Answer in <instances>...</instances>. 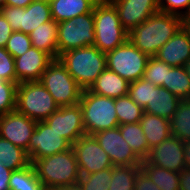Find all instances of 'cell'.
Instances as JSON below:
<instances>
[{"label": "cell", "instance_id": "6da1fadb", "mask_svg": "<svg viewBox=\"0 0 190 190\" xmlns=\"http://www.w3.org/2000/svg\"><path fill=\"white\" fill-rule=\"evenodd\" d=\"M182 27V18L158 11L128 32V40L141 52L154 57Z\"/></svg>", "mask_w": 190, "mask_h": 190}, {"label": "cell", "instance_id": "7a4b0ae2", "mask_svg": "<svg viewBox=\"0 0 190 190\" xmlns=\"http://www.w3.org/2000/svg\"><path fill=\"white\" fill-rule=\"evenodd\" d=\"M32 165L47 190H60L76 184L81 177L72 147L67 151L37 159Z\"/></svg>", "mask_w": 190, "mask_h": 190}, {"label": "cell", "instance_id": "3957f363", "mask_svg": "<svg viewBox=\"0 0 190 190\" xmlns=\"http://www.w3.org/2000/svg\"><path fill=\"white\" fill-rule=\"evenodd\" d=\"M58 59L83 90L89 89L107 68L106 54L94 45L69 50Z\"/></svg>", "mask_w": 190, "mask_h": 190}, {"label": "cell", "instance_id": "277c9868", "mask_svg": "<svg viewBox=\"0 0 190 190\" xmlns=\"http://www.w3.org/2000/svg\"><path fill=\"white\" fill-rule=\"evenodd\" d=\"M79 105L86 135H93L99 131L119 126L114 98L97 95L89 89H84Z\"/></svg>", "mask_w": 190, "mask_h": 190}, {"label": "cell", "instance_id": "5b68a950", "mask_svg": "<svg viewBox=\"0 0 190 190\" xmlns=\"http://www.w3.org/2000/svg\"><path fill=\"white\" fill-rule=\"evenodd\" d=\"M59 106L40 81L19 83L16 110L35 121L46 120Z\"/></svg>", "mask_w": 190, "mask_h": 190}, {"label": "cell", "instance_id": "8992f818", "mask_svg": "<svg viewBox=\"0 0 190 190\" xmlns=\"http://www.w3.org/2000/svg\"><path fill=\"white\" fill-rule=\"evenodd\" d=\"M41 84L59 107L78 104L83 89L77 84L65 66L54 59L43 72Z\"/></svg>", "mask_w": 190, "mask_h": 190}, {"label": "cell", "instance_id": "52a82bcc", "mask_svg": "<svg viewBox=\"0 0 190 190\" xmlns=\"http://www.w3.org/2000/svg\"><path fill=\"white\" fill-rule=\"evenodd\" d=\"M95 42L94 46L107 53L128 40V31L121 25L115 6L93 9Z\"/></svg>", "mask_w": 190, "mask_h": 190}, {"label": "cell", "instance_id": "ba28073f", "mask_svg": "<svg viewBox=\"0 0 190 190\" xmlns=\"http://www.w3.org/2000/svg\"><path fill=\"white\" fill-rule=\"evenodd\" d=\"M148 59L149 56L137 49L129 40L106 53L107 69L129 83L143 77Z\"/></svg>", "mask_w": 190, "mask_h": 190}, {"label": "cell", "instance_id": "9c48e42d", "mask_svg": "<svg viewBox=\"0 0 190 190\" xmlns=\"http://www.w3.org/2000/svg\"><path fill=\"white\" fill-rule=\"evenodd\" d=\"M95 42L93 11L58 23V57L69 50Z\"/></svg>", "mask_w": 190, "mask_h": 190}, {"label": "cell", "instance_id": "30bf717a", "mask_svg": "<svg viewBox=\"0 0 190 190\" xmlns=\"http://www.w3.org/2000/svg\"><path fill=\"white\" fill-rule=\"evenodd\" d=\"M0 12L12 30L30 34L40 24L52 20L49 1L34 0L26 8L4 5Z\"/></svg>", "mask_w": 190, "mask_h": 190}, {"label": "cell", "instance_id": "8fae6325", "mask_svg": "<svg viewBox=\"0 0 190 190\" xmlns=\"http://www.w3.org/2000/svg\"><path fill=\"white\" fill-rule=\"evenodd\" d=\"M72 145L50 128L44 121H37L28 145L30 163L37 159L61 153L70 149Z\"/></svg>", "mask_w": 190, "mask_h": 190}, {"label": "cell", "instance_id": "7c38bea8", "mask_svg": "<svg viewBox=\"0 0 190 190\" xmlns=\"http://www.w3.org/2000/svg\"><path fill=\"white\" fill-rule=\"evenodd\" d=\"M72 148L76 155L80 175L92 174L113 167L108 154L93 135L81 136L72 144Z\"/></svg>", "mask_w": 190, "mask_h": 190}, {"label": "cell", "instance_id": "4fadbf2b", "mask_svg": "<svg viewBox=\"0 0 190 190\" xmlns=\"http://www.w3.org/2000/svg\"><path fill=\"white\" fill-rule=\"evenodd\" d=\"M44 122L61 134L71 145L86 135L81 107L78 104L59 107Z\"/></svg>", "mask_w": 190, "mask_h": 190}, {"label": "cell", "instance_id": "5bb4252c", "mask_svg": "<svg viewBox=\"0 0 190 190\" xmlns=\"http://www.w3.org/2000/svg\"><path fill=\"white\" fill-rule=\"evenodd\" d=\"M101 148L108 154L113 166L141 165L142 160L121 136L119 127L93 134Z\"/></svg>", "mask_w": 190, "mask_h": 190}, {"label": "cell", "instance_id": "9a60e30c", "mask_svg": "<svg viewBox=\"0 0 190 190\" xmlns=\"http://www.w3.org/2000/svg\"><path fill=\"white\" fill-rule=\"evenodd\" d=\"M36 124L37 121L14 110L1 115L0 137L25 150L28 156V145Z\"/></svg>", "mask_w": 190, "mask_h": 190}, {"label": "cell", "instance_id": "2e32d148", "mask_svg": "<svg viewBox=\"0 0 190 190\" xmlns=\"http://www.w3.org/2000/svg\"><path fill=\"white\" fill-rule=\"evenodd\" d=\"M142 163H151L167 170L180 172L185 168L184 142L171 135L151 148L148 157Z\"/></svg>", "mask_w": 190, "mask_h": 190}, {"label": "cell", "instance_id": "e0dca14e", "mask_svg": "<svg viewBox=\"0 0 190 190\" xmlns=\"http://www.w3.org/2000/svg\"><path fill=\"white\" fill-rule=\"evenodd\" d=\"M53 60L48 53L31 46L22 56L14 58L16 84L39 81Z\"/></svg>", "mask_w": 190, "mask_h": 190}, {"label": "cell", "instance_id": "ac0fdd59", "mask_svg": "<svg viewBox=\"0 0 190 190\" xmlns=\"http://www.w3.org/2000/svg\"><path fill=\"white\" fill-rule=\"evenodd\" d=\"M121 25L129 32L159 10L158 0H116Z\"/></svg>", "mask_w": 190, "mask_h": 190}, {"label": "cell", "instance_id": "d6986e66", "mask_svg": "<svg viewBox=\"0 0 190 190\" xmlns=\"http://www.w3.org/2000/svg\"><path fill=\"white\" fill-rule=\"evenodd\" d=\"M171 67L184 66L190 59V38L181 27L154 56Z\"/></svg>", "mask_w": 190, "mask_h": 190}, {"label": "cell", "instance_id": "ffe728a7", "mask_svg": "<svg viewBox=\"0 0 190 190\" xmlns=\"http://www.w3.org/2000/svg\"><path fill=\"white\" fill-rule=\"evenodd\" d=\"M129 85L130 83L124 78L106 68L89 90L97 95L115 99L128 95Z\"/></svg>", "mask_w": 190, "mask_h": 190}, {"label": "cell", "instance_id": "44dd1931", "mask_svg": "<svg viewBox=\"0 0 190 190\" xmlns=\"http://www.w3.org/2000/svg\"><path fill=\"white\" fill-rule=\"evenodd\" d=\"M32 46L58 59V23L53 19L40 24L29 34Z\"/></svg>", "mask_w": 190, "mask_h": 190}, {"label": "cell", "instance_id": "7402d4cb", "mask_svg": "<svg viewBox=\"0 0 190 190\" xmlns=\"http://www.w3.org/2000/svg\"><path fill=\"white\" fill-rule=\"evenodd\" d=\"M181 100L164 87L152 89L151 102L144 108V112L171 120Z\"/></svg>", "mask_w": 190, "mask_h": 190}, {"label": "cell", "instance_id": "603a6c76", "mask_svg": "<svg viewBox=\"0 0 190 190\" xmlns=\"http://www.w3.org/2000/svg\"><path fill=\"white\" fill-rule=\"evenodd\" d=\"M139 123L150 149L172 135L170 121L160 116L144 112Z\"/></svg>", "mask_w": 190, "mask_h": 190}, {"label": "cell", "instance_id": "cb8c5ba5", "mask_svg": "<svg viewBox=\"0 0 190 190\" xmlns=\"http://www.w3.org/2000/svg\"><path fill=\"white\" fill-rule=\"evenodd\" d=\"M52 19L59 23L91 13L94 7L89 0H49Z\"/></svg>", "mask_w": 190, "mask_h": 190}, {"label": "cell", "instance_id": "d4e9b609", "mask_svg": "<svg viewBox=\"0 0 190 190\" xmlns=\"http://www.w3.org/2000/svg\"><path fill=\"white\" fill-rule=\"evenodd\" d=\"M118 127L121 136L123 137V139H125L133 152L142 161L145 160L148 157L151 149L149 148L140 123H128L119 125Z\"/></svg>", "mask_w": 190, "mask_h": 190}, {"label": "cell", "instance_id": "484cf974", "mask_svg": "<svg viewBox=\"0 0 190 190\" xmlns=\"http://www.w3.org/2000/svg\"><path fill=\"white\" fill-rule=\"evenodd\" d=\"M163 87L180 100H190V78L184 66H174L167 70Z\"/></svg>", "mask_w": 190, "mask_h": 190}, {"label": "cell", "instance_id": "4316f807", "mask_svg": "<svg viewBox=\"0 0 190 190\" xmlns=\"http://www.w3.org/2000/svg\"><path fill=\"white\" fill-rule=\"evenodd\" d=\"M9 188L10 190H47L37 177L32 163L22 169L11 172Z\"/></svg>", "mask_w": 190, "mask_h": 190}, {"label": "cell", "instance_id": "83f0119b", "mask_svg": "<svg viewBox=\"0 0 190 190\" xmlns=\"http://www.w3.org/2000/svg\"><path fill=\"white\" fill-rule=\"evenodd\" d=\"M141 170L161 190H179V172L167 170L151 163H141Z\"/></svg>", "mask_w": 190, "mask_h": 190}, {"label": "cell", "instance_id": "f1b7e54d", "mask_svg": "<svg viewBox=\"0 0 190 190\" xmlns=\"http://www.w3.org/2000/svg\"><path fill=\"white\" fill-rule=\"evenodd\" d=\"M0 163L13 171L28 166L30 161L25 150L0 137Z\"/></svg>", "mask_w": 190, "mask_h": 190}, {"label": "cell", "instance_id": "f546056e", "mask_svg": "<svg viewBox=\"0 0 190 190\" xmlns=\"http://www.w3.org/2000/svg\"><path fill=\"white\" fill-rule=\"evenodd\" d=\"M171 133L182 142L190 140V100H181L170 120Z\"/></svg>", "mask_w": 190, "mask_h": 190}, {"label": "cell", "instance_id": "4dcf8cb0", "mask_svg": "<svg viewBox=\"0 0 190 190\" xmlns=\"http://www.w3.org/2000/svg\"><path fill=\"white\" fill-rule=\"evenodd\" d=\"M141 165H122L111 168L109 190H134V183Z\"/></svg>", "mask_w": 190, "mask_h": 190}, {"label": "cell", "instance_id": "1f68e13d", "mask_svg": "<svg viewBox=\"0 0 190 190\" xmlns=\"http://www.w3.org/2000/svg\"><path fill=\"white\" fill-rule=\"evenodd\" d=\"M115 110L119 125L138 123L144 113V109L128 95L115 98Z\"/></svg>", "mask_w": 190, "mask_h": 190}, {"label": "cell", "instance_id": "d6a6232c", "mask_svg": "<svg viewBox=\"0 0 190 190\" xmlns=\"http://www.w3.org/2000/svg\"><path fill=\"white\" fill-rule=\"evenodd\" d=\"M170 68V65L158 60L156 57H149L142 78L150 81L156 87H163L164 82H166L167 70Z\"/></svg>", "mask_w": 190, "mask_h": 190}, {"label": "cell", "instance_id": "836d02e7", "mask_svg": "<svg viewBox=\"0 0 190 190\" xmlns=\"http://www.w3.org/2000/svg\"><path fill=\"white\" fill-rule=\"evenodd\" d=\"M156 86L150 81L140 78L129 85L128 96L143 109L151 102L152 89Z\"/></svg>", "mask_w": 190, "mask_h": 190}, {"label": "cell", "instance_id": "e575fe53", "mask_svg": "<svg viewBox=\"0 0 190 190\" xmlns=\"http://www.w3.org/2000/svg\"><path fill=\"white\" fill-rule=\"evenodd\" d=\"M83 190H109L111 183V168L96 173L81 175L78 182Z\"/></svg>", "mask_w": 190, "mask_h": 190}, {"label": "cell", "instance_id": "d590c367", "mask_svg": "<svg viewBox=\"0 0 190 190\" xmlns=\"http://www.w3.org/2000/svg\"><path fill=\"white\" fill-rule=\"evenodd\" d=\"M17 86L15 82H0V113L7 114L16 110Z\"/></svg>", "mask_w": 190, "mask_h": 190}, {"label": "cell", "instance_id": "8d00e7d4", "mask_svg": "<svg viewBox=\"0 0 190 190\" xmlns=\"http://www.w3.org/2000/svg\"><path fill=\"white\" fill-rule=\"evenodd\" d=\"M32 46L29 34H25L19 31L12 33L8 39L5 49L14 58L22 56Z\"/></svg>", "mask_w": 190, "mask_h": 190}, {"label": "cell", "instance_id": "74e56055", "mask_svg": "<svg viewBox=\"0 0 190 190\" xmlns=\"http://www.w3.org/2000/svg\"><path fill=\"white\" fill-rule=\"evenodd\" d=\"M161 12L183 18L190 14V0H158Z\"/></svg>", "mask_w": 190, "mask_h": 190}, {"label": "cell", "instance_id": "f35d334b", "mask_svg": "<svg viewBox=\"0 0 190 190\" xmlns=\"http://www.w3.org/2000/svg\"><path fill=\"white\" fill-rule=\"evenodd\" d=\"M0 78L16 83L15 61L5 48L0 47Z\"/></svg>", "mask_w": 190, "mask_h": 190}, {"label": "cell", "instance_id": "ab89813d", "mask_svg": "<svg viewBox=\"0 0 190 190\" xmlns=\"http://www.w3.org/2000/svg\"><path fill=\"white\" fill-rule=\"evenodd\" d=\"M134 190H161L152 180L140 170L135 179Z\"/></svg>", "mask_w": 190, "mask_h": 190}, {"label": "cell", "instance_id": "60d3db41", "mask_svg": "<svg viewBox=\"0 0 190 190\" xmlns=\"http://www.w3.org/2000/svg\"><path fill=\"white\" fill-rule=\"evenodd\" d=\"M14 31L12 30L9 22L0 12V47L5 48L6 43Z\"/></svg>", "mask_w": 190, "mask_h": 190}, {"label": "cell", "instance_id": "b9f144b4", "mask_svg": "<svg viewBox=\"0 0 190 190\" xmlns=\"http://www.w3.org/2000/svg\"><path fill=\"white\" fill-rule=\"evenodd\" d=\"M12 170L0 163V190H10L9 178Z\"/></svg>", "mask_w": 190, "mask_h": 190}, {"label": "cell", "instance_id": "7bdbcfd3", "mask_svg": "<svg viewBox=\"0 0 190 190\" xmlns=\"http://www.w3.org/2000/svg\"><path fill=\"white\" fill-rule=\"evenodd\" d=\"M179 190H190V169L184 168L179 172Z\"/></svg>", "mask_w": 190, "mask_h": 190}, {"label": "cell", "instance_id": "ee69618b", "mask_svg": "<svg viewBox=\"0 0 190 190\" xmlns=\"http://www.w3.org/2000/svg\"><path fill=\"white\" fill-rule=\"evenodd\" d=\"M34 0H5V5L26 8Z\"/></svg>", "mask_w": 190, "mask_h": 190}, {"label": "cell", "instance_id": "f6af8a7d", "mask_svg": "<svg viewBox=\"0 0 190 190\" xmlns=\"http://www.w3.org/2000/svg\"><path fill=\"white\" fill-rule=\"evenodd\" d=\"M90 4L95 7L113 6L116 0H89Z\"/></svg>", "mask_w": 190, "mask_h": 190}, {"label": "cell", "instance_id": "bcb514c9", "mask_svg": "<svg viewBox=\"0 0 190 190\" xmlns=\"http://www.w3.org/2000/svg\"><path fill=\"white\" fill-rule=\"evenodd\" d=\"M185 167L190 169V140L184 143Z\"/></svg>", "mask_w": 190, "mask_h": 190}, {"label": "cell", "instance_id": "7dc6e473", "mask_svg": "<svg viewBox=\"0 0 190 190\" xmlns=\"http://www.w3.org/2000/svg\"><path fill=\"white\" fill-rule=\"evenodd\" d=\"M182 27L188 33L190 38V14L182 18Z\"/></svg>", "mask_w": 190, "mask_h": 190}, {"label": "cell", "instance_id": "c3c4849f", "mask_svg": "<svg viewBox=\"0 0 190 190\" xmlns=\"http://www.w3.org/2000/svg\"><path fill=\"white\" fill-rule=\"evenodd\" d=\"M60 190H83L82 186L79 183L68 185L66 187L61 188Z\"/></svg>", "mask_w": 190, "mask_h": 190}, {"label": "cell", "instance_id": "681fc988", "mask_svg": "<svg viewBox=\"0 0 190 190\" xmlns=\"http://www.w3.org/2000/svg\"><path fill=\"white\" fill-rule=\"evenodd\" d=\"M184 68L186 69V72L188 73V76L190 78V59L188 62L184 65Z\"/></svg>", "mask_w": 190, "mask_h": 190}, {"label": "cell", "instance_id": "f907efd6", "mask_svg": "<svg viewBox=\"0 0 190 190\" xmlns=\"http://www.w3.org/2000/svg\"><path fill=\"white\" fill-rule=\"evenodd\" d=\"M5 5V0H0V8Z\"/></svg>", "mask_w": 190, "mask_h": 190}]
</instances>
